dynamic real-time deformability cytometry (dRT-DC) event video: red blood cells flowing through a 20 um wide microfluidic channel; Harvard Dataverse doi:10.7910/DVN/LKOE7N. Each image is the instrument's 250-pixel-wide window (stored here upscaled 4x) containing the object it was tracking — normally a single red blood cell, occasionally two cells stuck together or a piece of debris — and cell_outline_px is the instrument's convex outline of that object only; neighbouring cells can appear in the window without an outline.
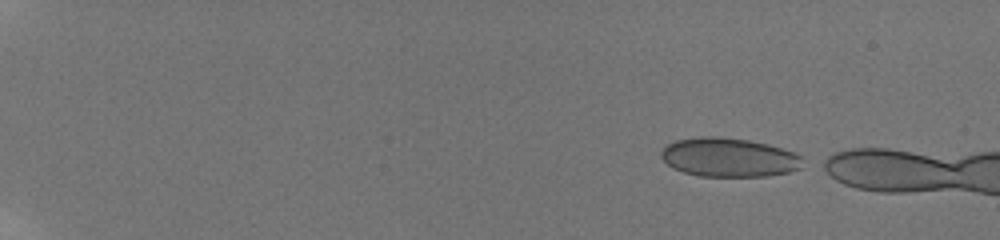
{"species": "human", "species_latin": "Homo sapiens", "temperature_condition": "room temperature", "stored_images_in_passage": 12, "camera_frame_rate_fps": 3000, "um_per_image_px": 0.085, "donor": {"sex": "male"}, "frame": {"image": 1, "passage_image": 1, "time_ms": 0.0, "image_size_px": [1000, 240], "cell_outline_px": [[800, 168], [788, 172], [768, 176], [700, 176], [684, 172], [672, 168], [660, 156], [660, 152], [668, 144], [676, 140], [700, 136], [716, 136], [748, 140], [768, 144], [792, 152], [800, 156]], "centroid_in_image_um": [61.9, 13.37], "position_along_channel_um": 23.1, "area_um2": 31.85}}